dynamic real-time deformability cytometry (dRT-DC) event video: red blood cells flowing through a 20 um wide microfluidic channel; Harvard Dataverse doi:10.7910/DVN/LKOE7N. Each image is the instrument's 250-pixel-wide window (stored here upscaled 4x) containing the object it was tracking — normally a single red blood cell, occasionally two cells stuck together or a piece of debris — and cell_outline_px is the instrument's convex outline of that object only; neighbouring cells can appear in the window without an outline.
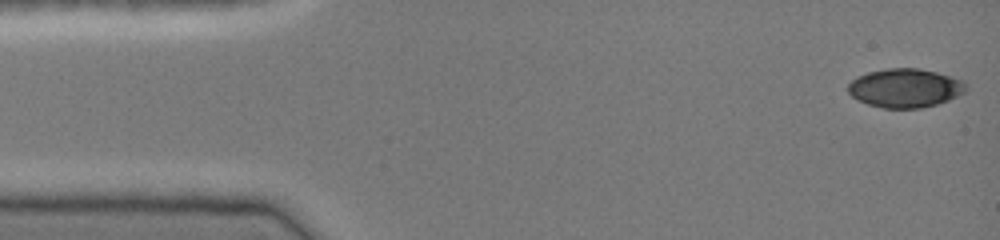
{"species": "common noctule bat (a hibernating species)", "species_latin": "Nyctalus noctula", "temperature_condition": "cold", "stored_images_in_passage": 45, "camera_frame_rate_fps": 3000, "um_per_image_px": 0.085, "animal": {"sex": "female", "body_mass_g": 19.0, "forearm_length_mm": 51.5}, "frame": {"image": 1, "passage_image": 1, "time_ms": 0.0, "image_size_px": [1000, 240], "cell_outline_px": [[968, 88], [964, 92], [948, 100], [936, 104], [920, 108], [884, 108], [868, 104], [852, 96], [848, 92], [848, 84], [856, 76], [868, 72], [888, 68], [920, 68], [936, 72], [964, 80], [968, 84]], "centroid_in_image_um": [76.95, 7.47], "position_along_channel_um": 8.0, "area_um2": 26.7}}
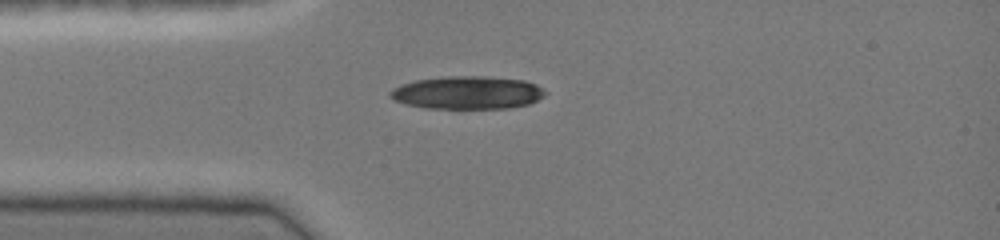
{"frame": {"image": 2, "passage_image": 11, "time_ms": 3.333, "image_size_px": [1000, 240], "cell_outline_px": [[548, 92], [544, 96], [528, 104], [508, 108], [424, 108], [408, 104], [396, 100], [388, 96], [388, 92], [392, 88], [400, 84], [416, 80], [448, 76], [484, 76], [524, 80], [536, 84], [544, 88]], "centroid_in_image_um": [39.74, 7.86], "position_along_channel_um": 45.3, "area_um2": 29.82}}
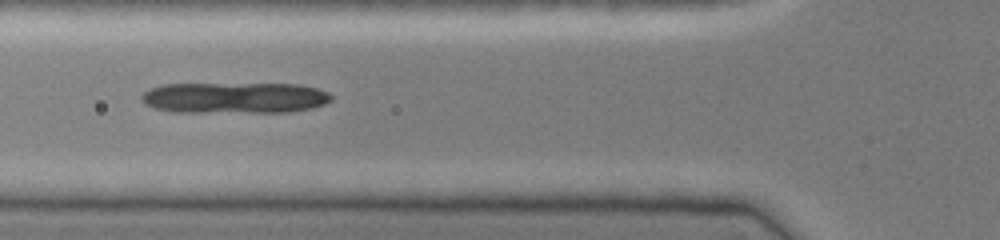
{"frame": {"image": 3, "passage_image": 16, "time_ms": 5.0, "image_size_px": [1000, 240], "cell_outline_px": [[332, 100], [324, 104], [312, 108], [288, 112], [172, 112], [152, 108], [144, 104], [140, 100], [140, 96], [144, 92], [152, 88], [164, 84], [300, 84], [316, 88], [328, 92], [332, 96]], "centroid_in_image_um": [19.92, 8.32], "position_along_channel_um": 105.9, "area_um2": 34.62}}